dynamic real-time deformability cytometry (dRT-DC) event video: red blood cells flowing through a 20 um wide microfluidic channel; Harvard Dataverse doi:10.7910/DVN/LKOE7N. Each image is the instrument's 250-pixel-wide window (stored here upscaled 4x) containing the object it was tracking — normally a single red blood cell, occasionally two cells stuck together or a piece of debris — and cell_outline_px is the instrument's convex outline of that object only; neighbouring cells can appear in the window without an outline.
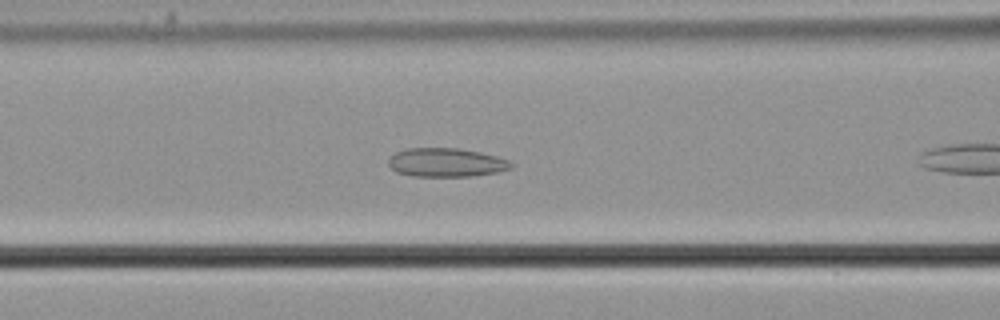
{"species": "common noctule bat (a hibernating species)", "species_latin": "Nyctalus noctula", "temperature_condition": "cold", "stored_images_in_passage": 8, "camera_frame_rate_fps": 3000, "um_per_image_px": 0.085, "animal": {"sex": "male", "body_mass_g": 21.5, "forearm_length_mm": 52.0}, "frame": {"image": 1, "passage_image": 6, "time_ms": 1.667, "image_size_px": [1000, 320], "cell_outline_px": [[516, 164], [512, 168], [496, 172], [472, 176], [412, 176], [396, 172], [388, 164], [388, 160], [396, 152], [408, 148], [460, 148], [480, 152], [496, 156], [508, 160]], "centroid_in_image_um": [37.95, 13.81], "position_along_channel_um": 128.7, "area_um2": 20.58}}